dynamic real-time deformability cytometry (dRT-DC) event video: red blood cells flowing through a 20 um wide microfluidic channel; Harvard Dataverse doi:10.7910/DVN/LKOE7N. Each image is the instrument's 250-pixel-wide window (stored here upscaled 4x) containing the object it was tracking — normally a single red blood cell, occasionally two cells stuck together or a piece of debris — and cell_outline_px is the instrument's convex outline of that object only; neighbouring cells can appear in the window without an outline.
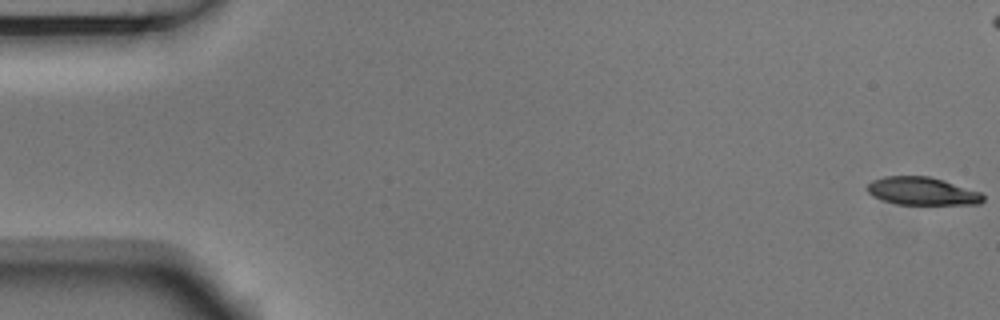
{"species": "Egyptian fruit bat (a non-hibernating species)", "species_latin": "Rousettus aegyptiacus", "temperature_condition": "room temperature", "stored_images_in_passage": 4, "camera_frame_rate_fps": 3000, "um_per_image_px": 0.085, "animal": {"sex": "male"}, "frame": {"image": 1, "passage_image": 1, "time_ms": 0.0, "image_size_px": [1000, 320], "cell_outline_px": [[984, 200], [980, 204], [896, 204], [880, 200], [872, 196], [864, 188], [872, 180], [884, 176], [928, 176], [944, 180], [980, 192], [984, 196]], "centroid_in_image_um": [78.33, 16.25], "position_along_channel_um": 6.7, "area_um2": 18.96}}